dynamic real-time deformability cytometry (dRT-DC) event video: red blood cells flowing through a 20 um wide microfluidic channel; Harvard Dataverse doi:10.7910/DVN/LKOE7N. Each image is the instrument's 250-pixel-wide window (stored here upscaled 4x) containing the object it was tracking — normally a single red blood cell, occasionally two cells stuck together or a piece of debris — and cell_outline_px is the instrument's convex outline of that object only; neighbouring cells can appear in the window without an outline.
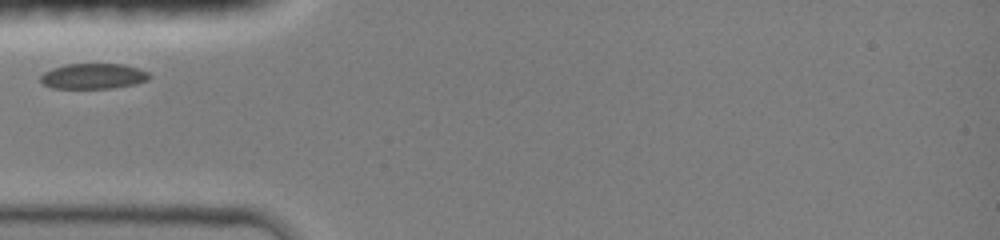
{"species": "common noctule bat (a hibernating species)", "species_latin": "Nyctalus noctula", "temperature_condition": "room temperature", "stored_images_in_passage": 63, "camera_frame_rate_fps": 3000, "um_per_image_px": 0.085, "animal": {"sex": "female", "body_mass_g": 19.0, "forearm_length_mm": 51.5}, "frame": {"image": 1, "passage_image": 1, "time_ms": 0.0, "image_size_px": [1000, 240], "cell_outline_px": [[152, 76], [148, 80], [132, 84], [112, 88], [52, 88], [44, 84], [40, 80], [40, 76], [44, 72], [52, 68], [68, 64], [124, 64], [140, 68], [148, 72]], "centroid_in_image_um": [7.95, 6.47], "position_along_channel_um": 77.1, "area_um2": 16.13}}
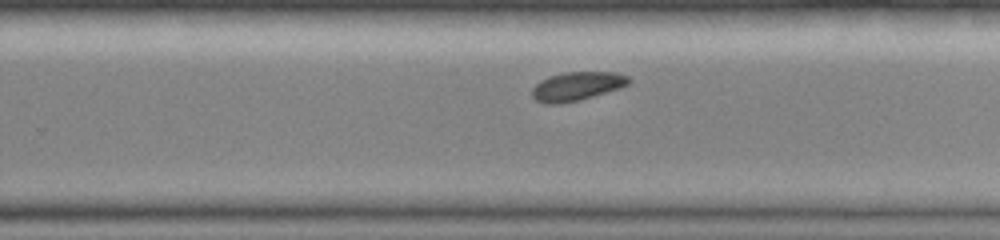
{"frame": {"image": 2, "passage_image": 36, "time_ms": 5.0, "image_size_px": [1000, 240], "cell_outline_px": [[632, 80], [628, 84], [620, 88], [580, 100], [560, 104], [544, 104], [536, 100], [532, 96], [532, 88], [540, 80], [548, 76], [564, 72], [616, 72], [628, 76]], "centroid_in_image_um": [49.03, 7.33], "position_along_channel_um": 280.8, "area_um2": 16.36}}
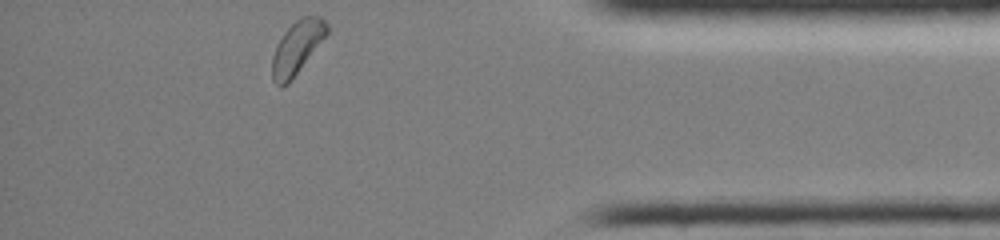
{"frame": {"image": 3, "passage_image": 61, "time_ms": 8.667, "image_size_px": [1000, 240], "cell_outline_px": [[328, 32], [288, 84], [280, 88], [272, 80], [272, 56], [284, 32], [300, 16], [320, 16], [328, 24]], "centroid_in_image_um": [25.23, 4.04], "position_along_channel_um": 410.0, "area_um2": 16.53}}